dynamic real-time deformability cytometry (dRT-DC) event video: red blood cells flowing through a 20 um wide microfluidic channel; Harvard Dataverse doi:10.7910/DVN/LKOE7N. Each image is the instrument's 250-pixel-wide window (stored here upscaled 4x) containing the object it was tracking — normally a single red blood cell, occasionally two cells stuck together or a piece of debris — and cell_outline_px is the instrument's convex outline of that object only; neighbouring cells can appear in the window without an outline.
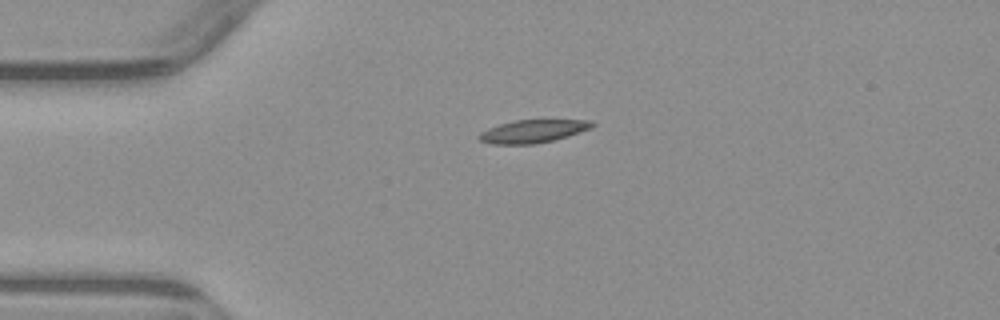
{"species": "common noctule bat (a hibernating species)", "species_latin": "Nyctalus noctula", "temperature_condition": "warm", "stored_images_in_passage": 4, "camera_frame_rate_fps": 3000, "um_per_image_px": 0.085, "animal": {"sex": "male", "body_mass_g": 23.1, "forearm_length_mm": 52.7}, "frame": {"image": 1, "passage_image": 1, "time_ms": 0.0, "image_size_px": [1000, 320], "cell_outline_px": [[596, 124], [592, 128], [556, 140], [532, 144], [492, 144], [480, 140], [476, 136], [480, 132], [488, 128], [500, 124], [516, 120], [592, 120]], "centroid_in_image_um": [45.31, 11.16], "position_along_channel_um": 39.7, "area_um2": 15.2}}
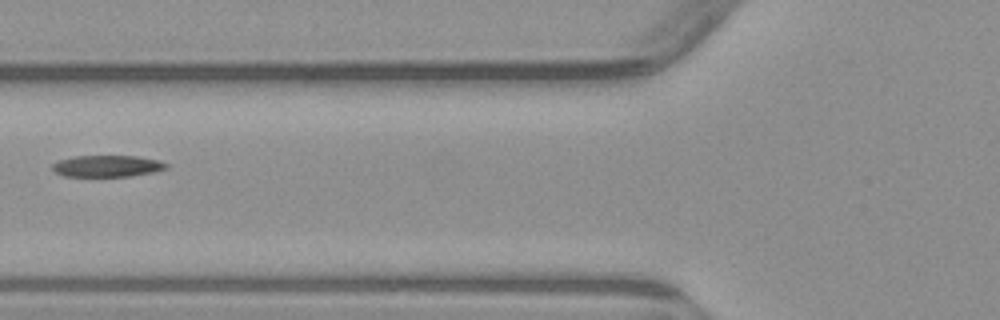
{"frame": {"image": 2, "passage_image": 3, "time_ms": 2.667, "image_size_px": [1000, 320], "cell_outline_px": [[168, 168], [156, 172], [132, 176], [64, 176], [56, 172], [52, 168], [52, 164], [60, 160], [72, 156], [136, 156], [160, 160], [168, 164]], "centroid_in_image_um": [9.16, 14.11], "position_along_channel_um": 116.6, "area_um2": 14.39}}
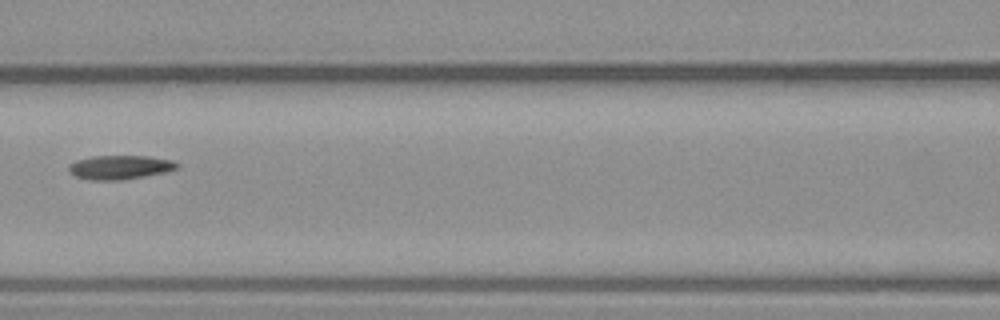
{"frame": {"image": 3, "passage_image": 4, "time_ms": 3.667, "image_size_px": [1000, 320], "cell_outline_px": [[180, 168], [168, 172], [120, 180], [88, 180], [76, 176], [68, 172], [68, 164], [76, 160], [92, 156], [148, 156], [172, 160], [180, 164]], "centroid_in_image_um": [10.2, 14.22], "position_along_channel_um": 156.4, "area_um2": 15.37}}